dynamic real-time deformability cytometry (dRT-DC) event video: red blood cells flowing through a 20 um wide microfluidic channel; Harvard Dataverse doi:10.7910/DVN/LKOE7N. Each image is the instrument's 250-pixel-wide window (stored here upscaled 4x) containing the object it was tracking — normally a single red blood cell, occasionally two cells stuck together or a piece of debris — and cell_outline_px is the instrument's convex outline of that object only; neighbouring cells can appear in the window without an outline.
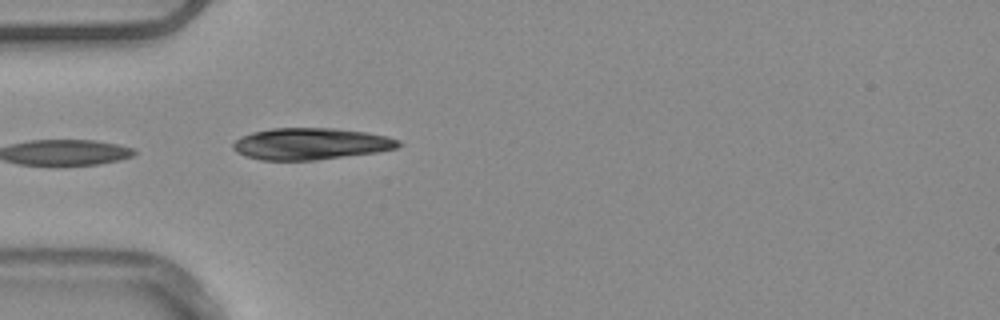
{"species": "common noctule bat (a hibernating species)", "species_latin": "Nyctalus noctula", "temperature_condition": "warm", "stored_images_in_passage": 23, "camera_frame_rate_fps": 3000, "um_per_image_px": 0.085, "animal": {"sex": "male", "body_mass_g": 20.4}, "frame": {"image": 1, "passage_image": 1, "time_ms": 0.0, "image_size_px": [1000, 320], "cell_outline_px": [[404, 144], [396, 148], [376, 152], [316, 160], [260, 160], [236, 152], [232, 148], [232, 144], [240, 136], [252, 132], [272, 128], [332, 128], [364, 132], [384, 136], [400, 140]], "centroid_in_image_um": [26.39, 12.22], "position_along_channel_um": 58.6, "area_um2": 30.4}}